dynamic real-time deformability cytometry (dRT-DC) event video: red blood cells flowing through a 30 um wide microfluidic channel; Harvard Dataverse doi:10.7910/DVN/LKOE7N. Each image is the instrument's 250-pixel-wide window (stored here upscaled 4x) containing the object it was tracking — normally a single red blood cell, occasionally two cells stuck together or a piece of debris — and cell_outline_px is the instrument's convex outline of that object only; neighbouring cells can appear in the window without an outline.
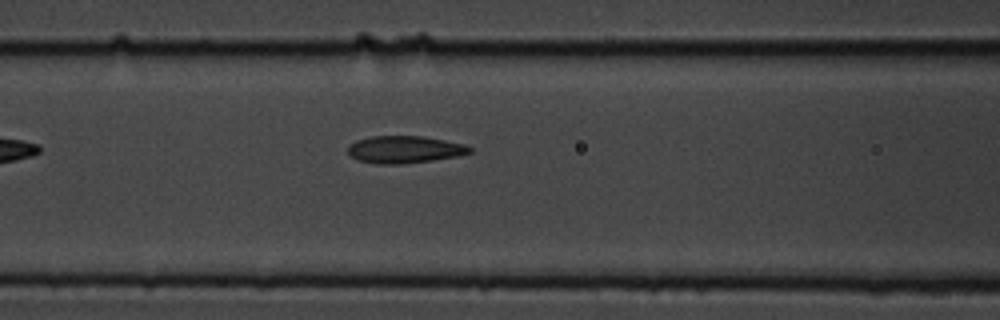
{"species": "common noctule bat (a hibernating species)", "species_latin": "Nyctalus noctula", "temperature_condition": "cold", "stored_images_in_passage": 7, "camera_frame_rate_fps": 3000, "um_per_image_px": 0.085, "animal": {"sex": "male", "body_mass_g": 19.5, "forearm_length_mm": 54.6}, "frame": {"image": 1, "passage_image": 7, "time_ms": 2.0, "image_size_px": [1000, 320], "cell_outline_px": [[472, 152], [456, 156], [432, 160], [400, 164], [380, 164], [356, 160], [348, 152], [348, 144], [356, 140], [372, 136], [424, 136], [464, 144], [472, 148]], "centroid_in_image_um": [34.36, 12.7], "position_along_channel_um": 132.2, "area_um2": 19.31}}